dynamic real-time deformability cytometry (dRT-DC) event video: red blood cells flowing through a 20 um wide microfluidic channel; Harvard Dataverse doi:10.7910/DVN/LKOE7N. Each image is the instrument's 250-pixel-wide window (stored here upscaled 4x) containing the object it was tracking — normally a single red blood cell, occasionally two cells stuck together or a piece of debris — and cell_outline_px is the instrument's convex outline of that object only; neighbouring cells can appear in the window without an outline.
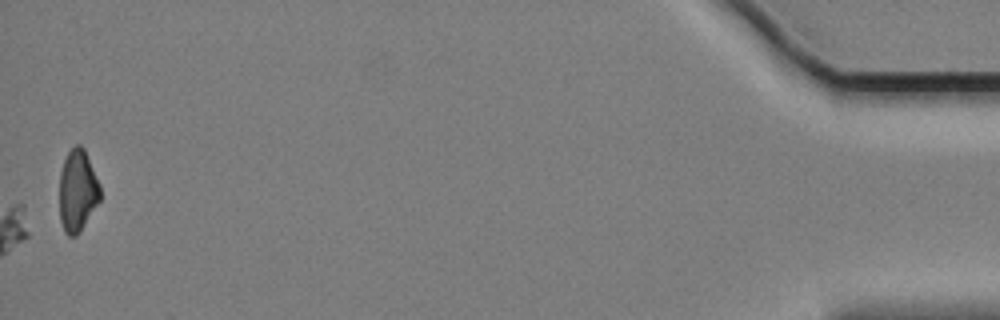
{"species": "Egyptian fruit bat (a non-hibernating species)", "species_latin": "Rousettus aegyptiacus", "temperature_condition": "cold", "stored_images_in_passage": 61, "camera_frame_rate_fps": 3000, "um_per_image_px": 0.085, "animal": {"sex": "female"}, "frame": {"image": 1, "passage_image": 61, "time_ms": 20.0, "image_size_px": [1000, 320], "cell_outline_px": [[100, 200], [80, 232], [76, 236], [68, 236], [64, 232], [60, 220], [60, 172], [64, 160], [68, 152], [76, 144], [80, 144], [84, 148], [100, 184]], "centroid_in_image_um": [6.59, 16.22], "position_along_channel_um": 428.6, "area_um2": 19.48}}